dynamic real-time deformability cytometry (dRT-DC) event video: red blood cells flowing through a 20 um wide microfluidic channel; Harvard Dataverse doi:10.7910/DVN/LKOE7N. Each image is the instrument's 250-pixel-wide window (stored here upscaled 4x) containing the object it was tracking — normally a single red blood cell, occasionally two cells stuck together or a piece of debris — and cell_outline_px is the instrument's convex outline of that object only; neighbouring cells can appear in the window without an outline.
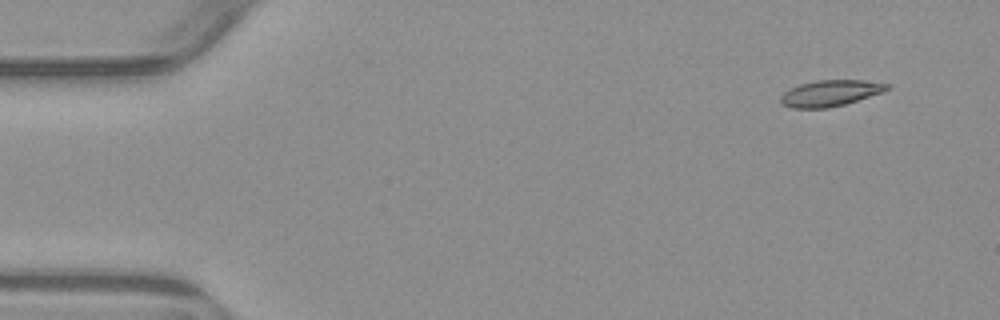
{"species": "common noctule bat (a hibernating species)", "species_latin": "Nyctalus noctula", "temperature_condition": "warm", "stored_images_in_passage": 4, "camera_frame_rate_fps": 3000, "um_per_image_px": 0.085, "animal": {"sex": "male", "body_mass_g": 23.1, "forearm_length_mm": 52.7}, "frame": {"image": 1, "passage_image": 1, "time_ms": 0.0, "image_size_px": [1000, 320], "cell_outline_px": [[892, 84], [884, 92], [844, 104], [828, 108], [792, 108], [780, 104], [780, 96], [788, 88], [800, 84], [816, 80], [864, 80]], "centroid_in_image_um": [70.55, 7.91], "position_along_channel_um": 14.4, "area_um2": 16.36}}
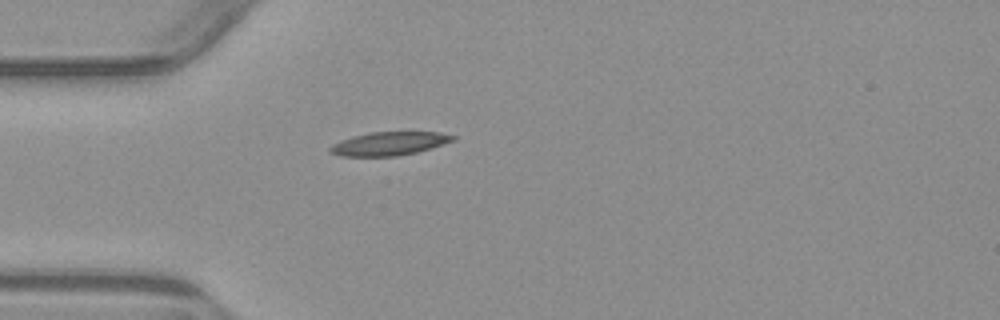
{"frame": {"image": 2, "passage_image": 4, "time_ms": 3.667, "image_size_px": [1000, 320], "cell_outline_px": [[456, 140], [416, 152], [396, 156], [340, 156], [332, 152], [328, 148], [332, 144], [340, 140], [352, 136], [368, 132], [440, 132], [456, 136]], "centroid_in_image_um": [33.07, 12.2], "position_along_channel_um": 51.9, "area_um2": 16.76}}